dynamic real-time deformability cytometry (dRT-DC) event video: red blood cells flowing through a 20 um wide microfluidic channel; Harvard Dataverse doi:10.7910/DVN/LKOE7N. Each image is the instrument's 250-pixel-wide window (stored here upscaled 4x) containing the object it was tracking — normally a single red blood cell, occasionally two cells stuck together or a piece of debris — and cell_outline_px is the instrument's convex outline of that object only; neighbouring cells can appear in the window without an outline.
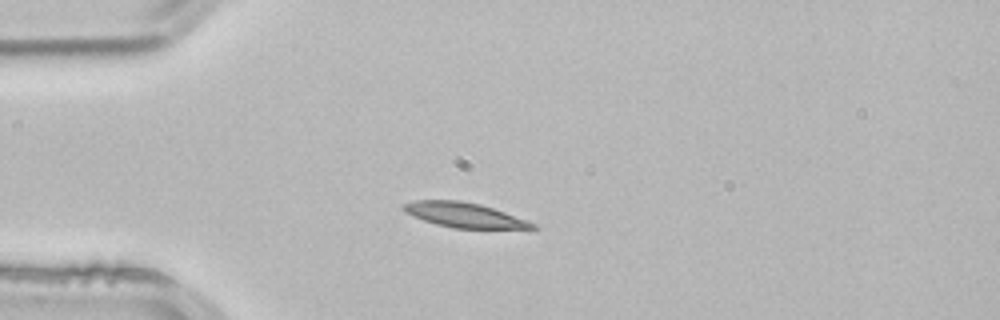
{"species": "common noctule bat (a hibernating species)", "species_latin": "Nyctalus noctula", "temperature_condition": "room temperature", "stored_images_in_passage": 2, "camera_frame_rate_fps": 3000, "um_per_image_px": 0.085, "animal": {"sex": "male", "body_mass_g": 21.5, "forearm_length_mm": 52.0}, "frame": {"image": 1, "passage_image": 2, "time_ms": 0.333, "image_size_px": [1000, 320], "cell_outline_px": [[540, 228], [452, 228], [436, 224], [412, 216], [404, 212], [400, 208], [404, 204], [416, 200], [460, 200], [480, 204], [528, 220], [536, 224]], "centroid_in_image_um": [39.43, 18.27], "position_along_channel_um": 45.6, "area_um2": 18.55}}